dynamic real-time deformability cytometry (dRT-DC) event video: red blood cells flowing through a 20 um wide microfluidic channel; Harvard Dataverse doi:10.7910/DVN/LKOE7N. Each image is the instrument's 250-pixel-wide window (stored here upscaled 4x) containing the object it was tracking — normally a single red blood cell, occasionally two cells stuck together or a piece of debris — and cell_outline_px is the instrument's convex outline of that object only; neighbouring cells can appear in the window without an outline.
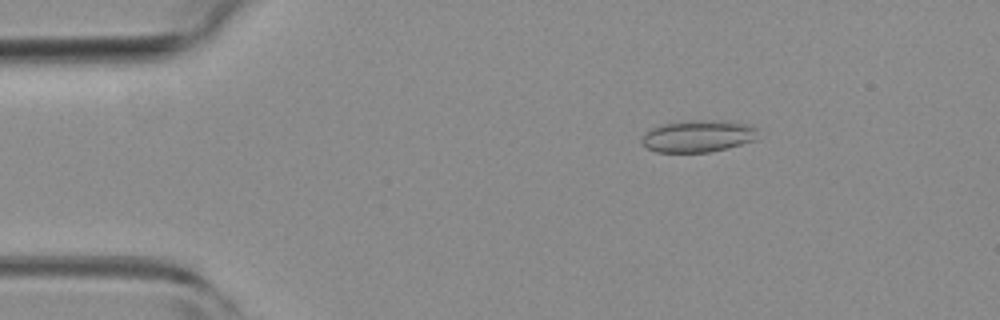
{"species": "common noctule bat (a hibernating species)", "species_latin": "Nyctalus noctula", "temperature_condition": "room temperature", "stored_images_in_passage": 51, "camera_frame_rate_fps": 3000, "um_per_image_px": 0.085, "animal": {"sex": "female", "body_mass_g": 19.3, "forearm_length_mm": 54.1}, "frame": {"image": 1, "passage_image": 8, "time_ms": 2.333, "image_size_px": [1000, 320], "cell_outline_px": [[756, 140], [728, 148], [708, 152], [656, 152], [648, 148], [640, 140], [644, 132], [652, 128], [664, 124], [700, 120], [720, 120], [744, 124], [756, 128]], "centroid_in_image_um": [59.31, 11.58], "position_along_channel_um": 25.7, "area_um2": 21.39}}
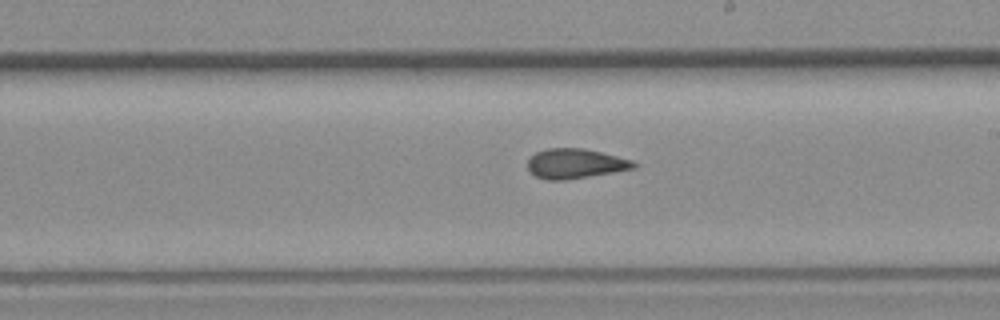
{"frame": {"image": 2, "passage_image": 29, "time_ms": 9.333, "image_size_px": [1000, 320], "cell_outline_px": [[640, 164], [636, 168], [564, 180], [544, 180], [528, 172], [528, 160], [536, 152], [548, 148], [584, 148], [632, 160]], "centroid_in_image_um": [48.89, 13.91], "position_along_channel_um": 240.1, "area_um2": 18.38}}
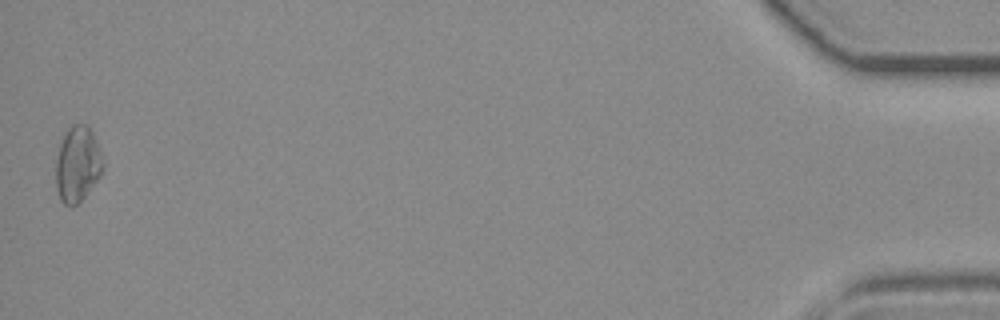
{"frame": {"image": 3, "passage_image": 51, "time_ms": 16.667, "image_size_px": [1000, 320], "cell_outline_px": [[104, 168], [96, 180], [84, 196], [72, 208], [64, 204], [60, 200], [56, 188], [56, 160], [60, 144], [64, 132], [72, 124], [84, 124], [92, 132], [100, 152], [104, 164]], "centroid_in_image_um": [6.56, 13.96], "position_along_channel_um": 428.6, "area_um2": 20.52}, "authors_computed_cell_mechanics": {"area_um2": 19.1318, "velocity_mm_per_s": 3.9543, "shape_relaxation_time_tau1_ms": null, "shape_relaxation_time_tau2_ms": 2.3954, "deformation_change_tau1": null, "deformation_change_tau2": 0.0496}}